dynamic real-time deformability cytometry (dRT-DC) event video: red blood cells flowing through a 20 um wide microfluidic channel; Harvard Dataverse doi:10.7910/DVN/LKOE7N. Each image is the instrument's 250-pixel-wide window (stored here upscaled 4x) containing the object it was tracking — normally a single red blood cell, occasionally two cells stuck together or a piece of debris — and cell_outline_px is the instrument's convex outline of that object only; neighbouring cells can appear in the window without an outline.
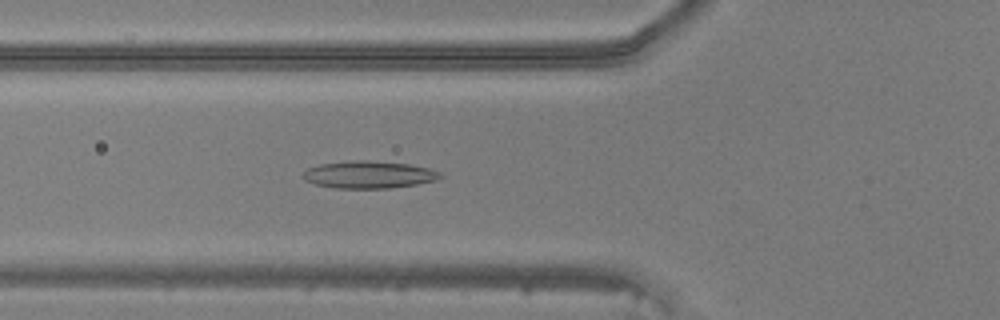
{"species": "common noctule bat (a hibernating species)", "species_latin": "Nyctalus noctula", "temperature_condition": "warm", "stored_images_in_passage": 47, "camera_frame_rate_fps": 3000, "um_per_image_px": 0.085, "animal": {"sex": "male", "body_mass_g": 20.5, "forearm_length_mm": 52.5}, "frame": {"image": 1, "passage_image": 17, "time_ms": 5.333, "image_size_px": [1000, 320], "cell_outline_px": [[444, 176], [436, 180], [416, 184], [388, 188], [336, 188], [316, 184], [304, 180], [300, 176], [308, 168], [320, 164], [356, 160], [368, 160], [408, 164], [428, 168], [440, 172]], "centroid_in_image_um": [31.34, 14.84], "position_along_channel_um": 94.5, "area_um2": 21.73}}
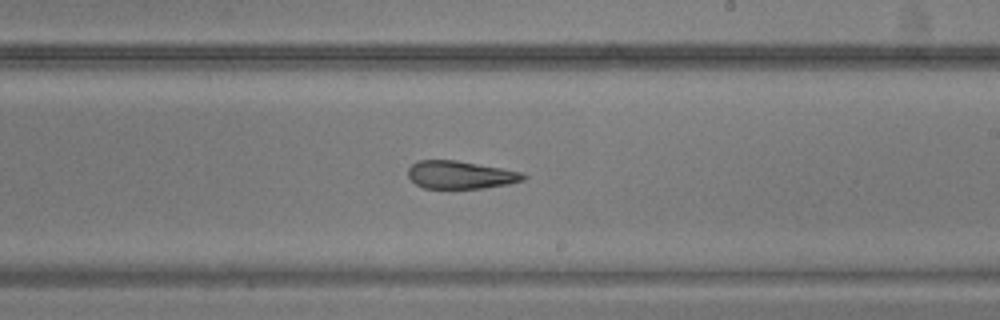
{"frame": {"image": 2, "passage_image": 28, "time_ms": 9.0, "image_size_px": [1000, 320], "cell_outline_px": [[528, 176], [524, 180], [508, 184], [484, 188], [424, 188], [416, 184], [408, 176], [408, 168], [412, 164], [420, 160], [456, 160], [500, 168], [520, 172]], "centroid_in_image_um": [39.13, 14.86], "position_along_channel_um": 249.9, "area_um2": 18.55}}
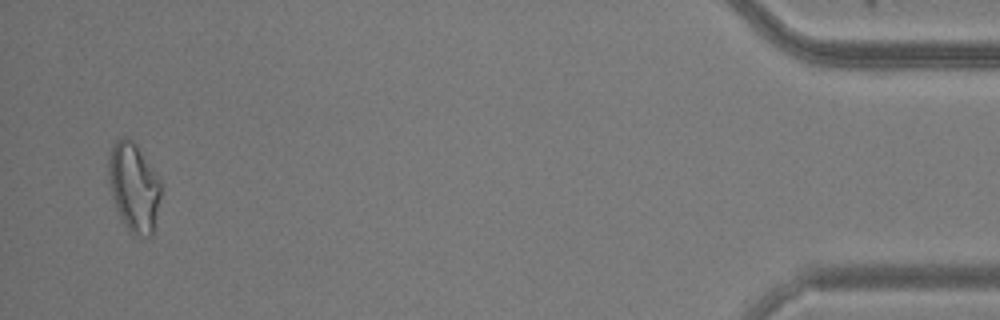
{"frame": {"image": 3, "passage_image": 46, "time_ms": 15.0, "image_size_px": [1000, 320], "cell_outline_px": [[160, 196], [152, 236], [140, 236], [132, 232], [124, 224], [120, 216], [112, 196], [108, 176], [108, 160], [112, 144], [120, 136], [128, 136], [136, 144], [160, 180]], "centroid_in_image_um": [11.35, 15.86], "position_along_channel_um": 423.8, "area_um2": 26.76}}